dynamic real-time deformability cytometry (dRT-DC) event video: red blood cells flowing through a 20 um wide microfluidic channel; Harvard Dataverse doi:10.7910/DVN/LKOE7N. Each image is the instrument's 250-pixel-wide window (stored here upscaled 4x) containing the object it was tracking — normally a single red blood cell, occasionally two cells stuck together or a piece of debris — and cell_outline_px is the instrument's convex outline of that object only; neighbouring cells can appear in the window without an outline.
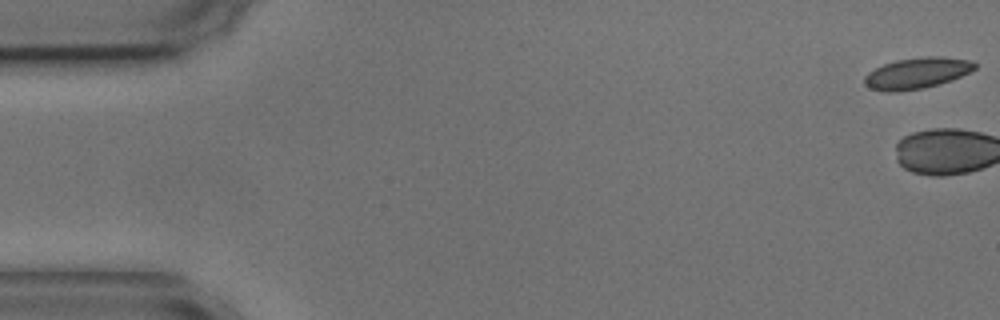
{"species": "common noctule bat (a hibernating species)", "species_latin": "Nyctalus noctula", "temperature_condition": "cold", "stored_images_in_passage": 4, "camera_frame_rate_fps": 3000, "um_per_image_px": 0.085, "animal": {"sex": "male", "body_mass_g": 17.9, "forearm_length_mm": 54.2}, "frame": {"image": 1, "passage_image": 1, "time_ms": 0.0, "image_size_px": [1000, 320], "cell_outline_px": [[976, 68], [952, 80], [924, 88], [896, 92], [884, 92], [868, 88], [864, 84], [864, 76], [868, 72], [884, 64], [896, 60], [928, 56], [940, 56], [972, 60], [976, 64]], "centroid_in_image_um": [77.91, 6.22], "position_along_channel_um": 7.1, "area_um2": 20.06}}